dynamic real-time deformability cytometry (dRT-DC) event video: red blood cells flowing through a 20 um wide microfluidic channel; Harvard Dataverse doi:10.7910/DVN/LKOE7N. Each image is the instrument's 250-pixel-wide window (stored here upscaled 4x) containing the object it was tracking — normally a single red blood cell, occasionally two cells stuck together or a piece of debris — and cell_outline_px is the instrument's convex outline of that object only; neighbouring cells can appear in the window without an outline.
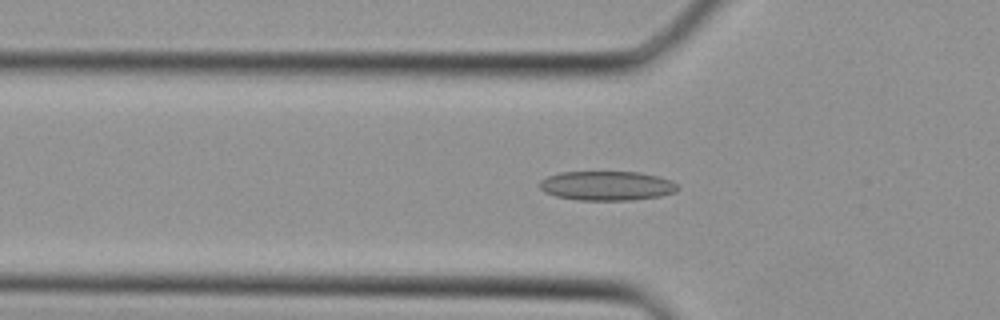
{"species": "Egyptian fruit bat (a non-hibernating species)", "species_latin": "Rousettus aegyptiacus", "temperature_condition": "cold", "stored_images_in_passage": 34, "camera_frame_rate_fps": 3000, "um_per_image_px": 0.085, "animal": {"sex": "female"}, "frame": {"image": 1, "passage_image": 8, "time_ms": 2.333, "image_size_px": [1000, 320], "cell_outline_px": [[680, 188], [676, 192], [660, 196], [632, 200], [576, 200], [556, 196], [544, 192], [540, 188], [540, 180], [548, 176], [560, 172], [640, 172], [660, 176], [672, 180]], "centroid_in_image_um": [51.61, 15.79], "position_along_channel_um": 74.2, "area_um2": 23.81}}
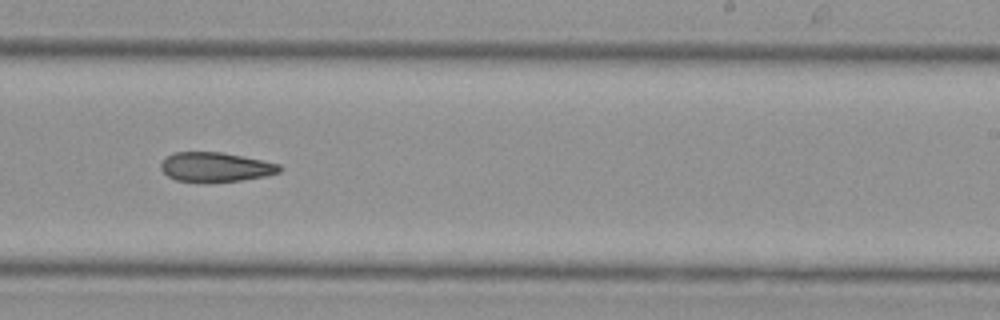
{"frame": {"image": 2, "passage_image": 19, "time_ms": 6.0, "image_size_px": [1000, 320], "cell_outline_px": [[280, 172], [268, 176], [240, 180], [204, 184], [176, 180], [168, 176], [160, 168], [160, 164], [172, 152], [220, 152], [280, 164]], "centroid_in_image_um": [18.29, 14.23], "position_along_channel_um": 270.7, "area_um2": 20.58}}
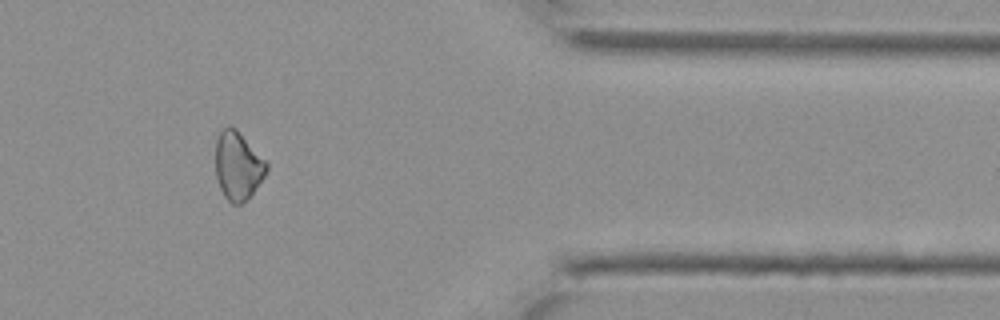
{"frame": {"image": 3, "passage_image": 27, "time_ms": 8.667, "image_size_px": [1000, 320], "cell_outline_px": [[268, 168], [264, 176], [252, 192], [240, 204], [232, 204], [224, 196], [220, 188], [216, 176], [216, 140], [220, 132], [228, 124], [236, 128], [268, 164]], "centroid_in_image_um": [20.19, 14.07], "position_along_channel_um": 391.2, "area_um2": 19.88}}